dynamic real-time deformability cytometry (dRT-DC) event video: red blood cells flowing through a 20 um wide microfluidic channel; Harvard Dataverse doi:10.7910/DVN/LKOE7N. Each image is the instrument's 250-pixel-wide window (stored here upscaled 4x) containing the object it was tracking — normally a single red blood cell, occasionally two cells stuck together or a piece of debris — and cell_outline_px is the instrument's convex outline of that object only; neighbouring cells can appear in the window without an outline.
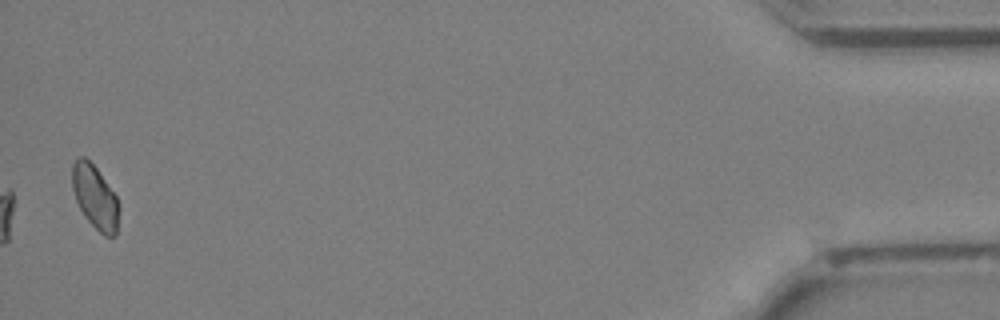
{"species": "Egyptian fruit bat (a non-hibernating species)", "species_latin": "Rousettus aegyptiacus", "temperature_condition": "cold", "stored_images_in_passage": 30, "camera_frame_rate_fps": 3000, "um_per_image_px": 0.085, "animal": {"sex": "female"}, "frame": {"image": 1, "passage_image": 30, "time_ms": 9.667, "image_size_px": [1000, 320], "cell_outline_px": [[120, 208], [116, 236], [104, 236], [84, 216], [76, 200], [72, 188], [72, 164], [80, 156], [84, 156], [96, 168], [116, 196], [120, 204]], "centroid_in_image_um": [8.09, 16.77], "position_along_channel_um": 427.1, "area_um2": 17.28}}